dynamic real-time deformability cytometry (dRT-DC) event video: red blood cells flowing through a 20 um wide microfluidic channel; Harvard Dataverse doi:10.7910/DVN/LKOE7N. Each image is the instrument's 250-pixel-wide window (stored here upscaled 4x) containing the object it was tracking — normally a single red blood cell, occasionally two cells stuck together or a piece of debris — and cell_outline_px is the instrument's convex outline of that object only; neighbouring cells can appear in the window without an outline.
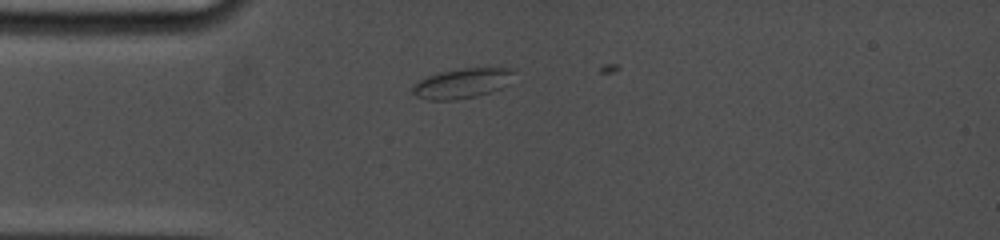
{"species": "common noctule bat (a hibernating species)", "species_latin": "Nyctalus noctula", "temperature_condition": "cold", "stored_images_in_passage": 12, "camera_frame_rate_fps": 5000, "um_per_image_px": 0.085, "animal": {"sex": "female", "body_mass_g": 19.0, "forearm_length_mm": 53.3}, "frame": {"image": 1, "passage_image": 6, "time_ms": 1.2, "image_size_px": [1000, 240], "cell_outline_px": [[512, 72], [508, 84], [500, 88], [476, 96], [456, 100], [428, 100], [416, 96], [412, 92], [412, 84], [428, 76], [440, 72], [464, 68], [512, 68]], "centroid_in_image_um": [39.22, 7.09], "position_along_channel_um": 45.8, "area_um2": 17.4}}
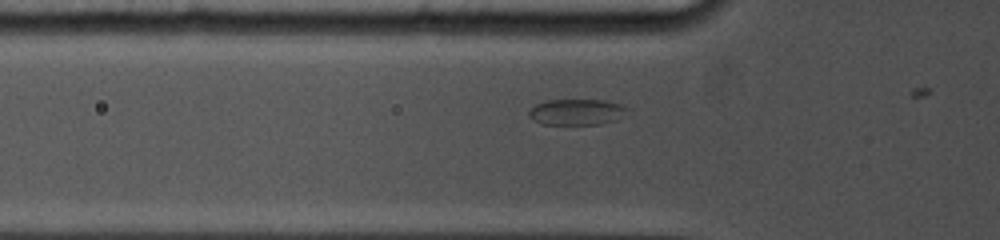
{"frame": {"image": 2, "passage_image": 10, "time_ms": 2.4, "image_size_px": [1000, 240], "cell_outline_px": [[628, 108], [616, 120], [600, 124], [540, 124], [532, 120], [528, 116], [528, 112], [536, 104], [548, 100], [604, 100], [620, 104]], "centroid_in_image_um": [48.96, 9.52], "position_along_channel_um": 76.8, "area_um2": 14.74}}